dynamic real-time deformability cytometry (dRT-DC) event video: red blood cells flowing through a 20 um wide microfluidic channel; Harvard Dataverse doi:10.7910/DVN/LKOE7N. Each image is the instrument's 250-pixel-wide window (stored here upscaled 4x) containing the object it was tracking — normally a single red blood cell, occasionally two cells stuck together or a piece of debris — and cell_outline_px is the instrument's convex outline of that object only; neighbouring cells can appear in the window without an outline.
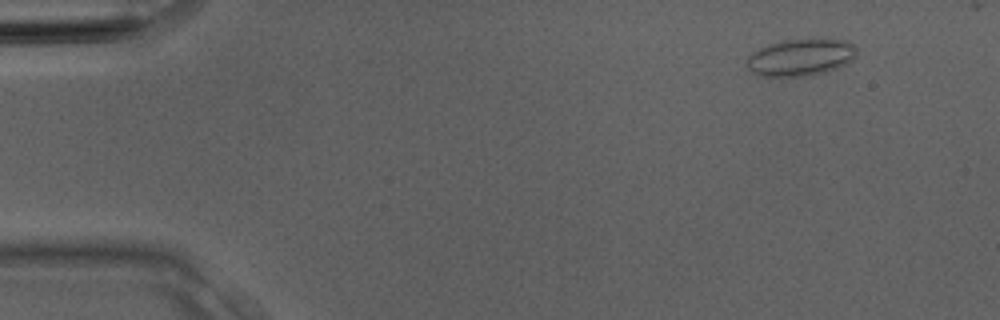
{"species": "Egyptian fruit bat (a non-hibernating species)", "species_latin": "Rousettus aegyptiacus", "temperature_condition": "room temperature", "stored_images_in_passage": 4, "camera_frame_rate_fps": 3000, "um_per_image_px": 0.085, "animal": {"sex": "male"}, "frame": {"image": 1, "passage_image": 1, "time_ms": 0.0, "image_size_px": [1000, 320], "cell_outline_px": [[856, 56], [852, 60], [836, 68], [824, 72], [808, 76], [756, 76], [748, 68], [748, 56], [752, 52], [768, 44], [784, 40], [848, 40], [856, 48]], "centroid_in_image_um": [68.03, 4.89], "position_along_channel_um": 17.0, "area_um2": 23.41}}